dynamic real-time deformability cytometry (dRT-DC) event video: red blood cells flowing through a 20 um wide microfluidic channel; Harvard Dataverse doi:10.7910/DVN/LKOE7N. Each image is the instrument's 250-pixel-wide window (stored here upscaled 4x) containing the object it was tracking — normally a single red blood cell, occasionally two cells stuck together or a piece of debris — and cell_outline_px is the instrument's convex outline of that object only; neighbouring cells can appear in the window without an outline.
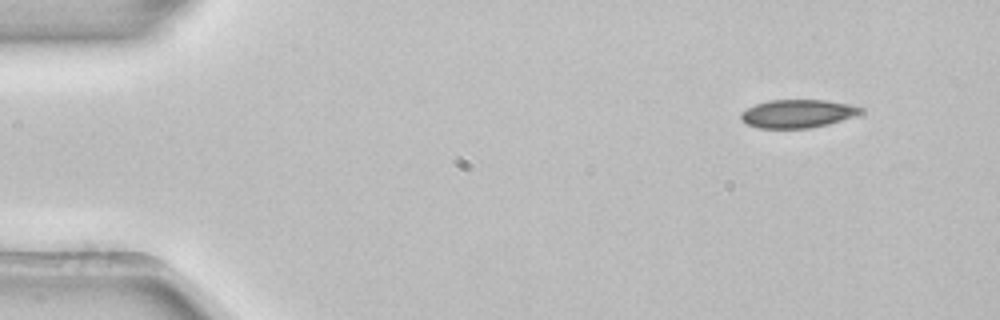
{"species": "common noctule bat (a hibernating species)", "species_latin": "Nyctalus noctula", "temperature_condition": "room temperature", "stored_images_in_passage": 3, "camera_frame_rate_fps": 3000, "um_per_image_px": 0.085, "animal": {"sex": "female", "body_mass_g": 22.7, "forearm_length_mm": 54.2}, "frame": {"image": 1, "passage_image": 1, "time_ms": 0.0, "image_size_px": [1000, 320], "cell_outline_px": [[864, 112], [828, 124], [808, 128], [760, 128], [748, 124], [740, 120], [740, 112], [756, 104], [768, 100], [824, 100], [848, 104], [864, 108]], "centroid_in_image_um": [67.76, 9.65], "position_along_channel_um": 17.2, "area_um2": 19.54}}